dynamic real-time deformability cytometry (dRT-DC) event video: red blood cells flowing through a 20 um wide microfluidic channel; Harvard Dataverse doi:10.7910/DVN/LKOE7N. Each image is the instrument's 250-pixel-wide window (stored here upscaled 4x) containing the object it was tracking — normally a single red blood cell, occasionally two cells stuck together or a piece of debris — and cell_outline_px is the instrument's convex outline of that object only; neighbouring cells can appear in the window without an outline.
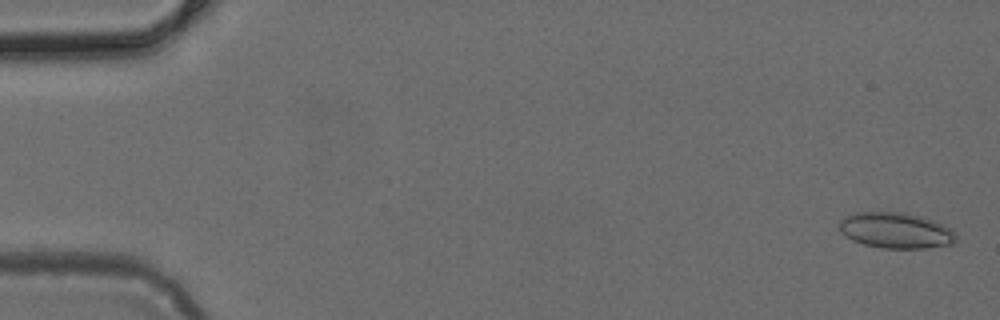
{"species": "common noctule bat (a hibernating species)", "species_latin": "Nyctalus noctula", "temperature_condition": "cold", "stored_images_in_passage": 5, "camera_frame_rate_fps": 3000, "um_per_image_px": 0.085, "animal": {"sex": "female", "body_mass_g": 24.6, "forearm_length_mm": 56.2}, "frame": {"image": 1, "passage_image": 1, "time_ms": 0.0, "image_size_px": [1000, 320], "cell_outline_px": [[956, 240], [952, 244], [928, 248], [880, 248], [864, 244], [852, 240], [840, 232], [840, 220], [844, 216], [856, 212], [904, 212], [924, 216], [944, 224], [952, 228], [956, 236]], "centroid_in_image_um": [76.17, 19.58], "position_along_channel_um": 8.8, "area_um2": 24.68}}